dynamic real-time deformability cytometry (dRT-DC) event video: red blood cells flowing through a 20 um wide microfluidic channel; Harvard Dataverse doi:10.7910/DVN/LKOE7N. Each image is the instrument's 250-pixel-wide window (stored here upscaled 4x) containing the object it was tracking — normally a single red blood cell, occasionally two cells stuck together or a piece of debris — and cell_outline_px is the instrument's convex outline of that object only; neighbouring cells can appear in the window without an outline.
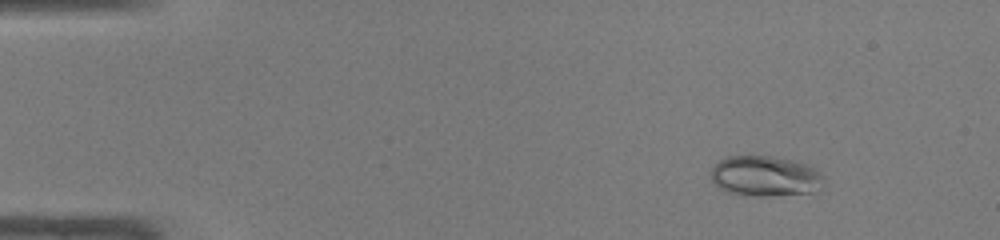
{"species": "common noctule bat (a hibernating species)", "species_latin": "Nyctalus noctula", "temperature_condition": "warm", "stored_images_in_passage": 47, "camera_frame_rate_fps": 3000, "um_per_image_px": 0.085, "animal": {"sex": "male", "body_mass_g": 19.0, "forearm_length_mm": 50.8}, "frame": {"image": 1, "passage_image": 5, "time_ms": 1.333, "image_size_px": [1000, 240], "cell_outline_px": [[824, 180], [812, 192], [772, 196], [744, 196], [724, 192], [712, 180], [712, 168], [720, 160], [728, 156], [772, 156], [792, 160], [816, 168], [824, 176]], "centroid_in_image_um": [65.01, 14.98], "position_along_channel_um": 20.0, "area_um2": 26.59}}
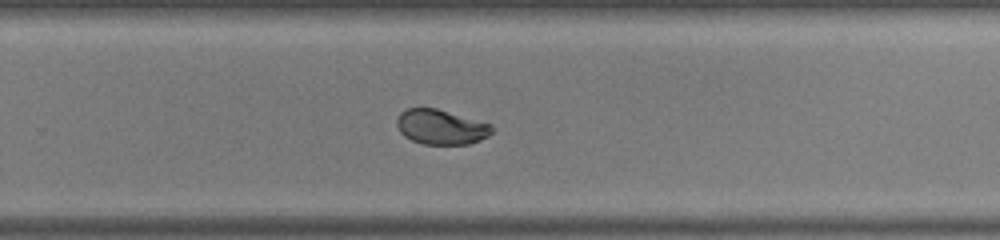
{"frame": {"image": 2, "passage_image": 31, "time_ms": 10.0, "image_size_px": [1000, 240], "cell_outline_px": [[496, 128], [488, 136], [480, 140], [468, 144], [424, 144], [412, 140], [404, 136], [400, 132], [396, 124], [396, 120], [400, 112], [408, 108], [436, 108], [492, 124]], "centroid_in_image_um": [37.5, 10.79], "position_along_channel_um": 292.3, "area_um2": 19.42}}
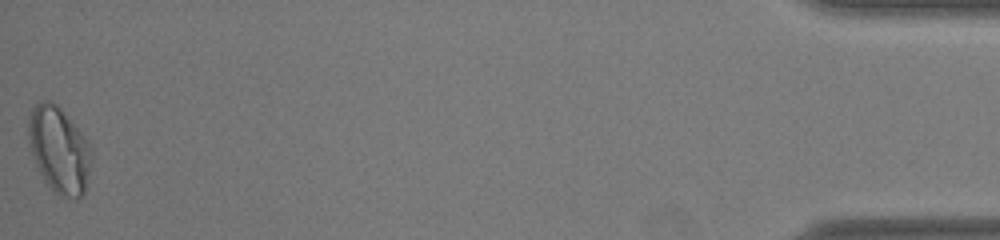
{"frame": {"image": 3, "passage_image": 47, "time_ms": 15.333, "image_size_px": [1000, 240], "cell_outline_px": [[92, 156], [84, 192], [76, 200], [60, 196], [44, 180], [36, 168], [28, 144], [28, 120], [32, 108], [40, 100], [52, 100], [60, 108], [88, 140], [92, 148]], "centroid_in_image_um": [5.0, 12.73], "position_along_channel_um": 430.2, "area_um2": 31.85}, "authors_computed_cell_mechanics": {"area_um2": 21.5016, "velocity_mm_per_s": 4.2781, "shape_relaxation_time_tau1_ms": 8.0296, "shape_relaxation_time_tau2_ms": null, "deformation_change_tau1": 0.2375, "deformation_change_tau2": null}}